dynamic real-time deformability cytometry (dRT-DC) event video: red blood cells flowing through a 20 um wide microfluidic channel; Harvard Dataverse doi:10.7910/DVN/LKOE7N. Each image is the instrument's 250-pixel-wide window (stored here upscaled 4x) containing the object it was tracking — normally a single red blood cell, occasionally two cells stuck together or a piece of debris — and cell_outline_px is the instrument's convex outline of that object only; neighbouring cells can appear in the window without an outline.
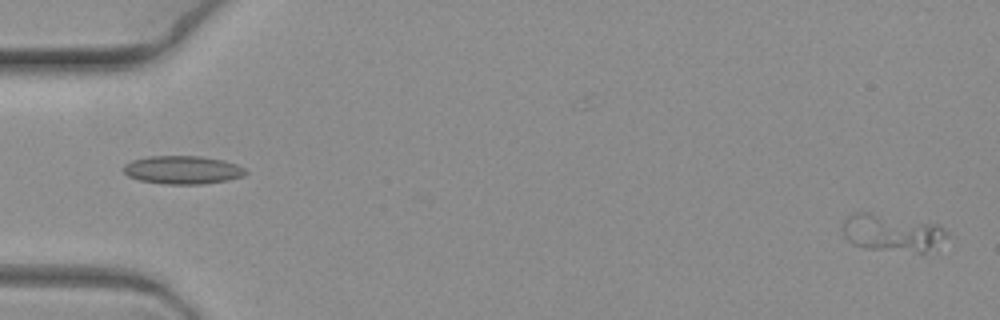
{"species": "common noctule bat (a hibernating species)", "species_latin": "Nyctalus noctula", "temperature_condition": "warm", "stored_images_in_passage": 3, "segment_of_instrument_passage": [2, 2], "camera_frame_rate_fps": 3000, "um_per_image_px": 0.085, "animal": {"sex": "female", "body_mass_g": 19.3, "forearm_length_mm": 54.1}, "frame": {"image": 1, "passage_image": 3, "time_ms": 0.667, "image_size_px": [1000, 320], "cell_outline_px": [[952, 236], [936, 252], [924, 256], [864, 248], [852, 244], [844, 236], [844, 220], [852, 212], [868, 212], [940, 224]], "centroid_in_image_um": [76.03, 19.87], "position_along_channel_um": 9.0, "area_um2": 24.33}}